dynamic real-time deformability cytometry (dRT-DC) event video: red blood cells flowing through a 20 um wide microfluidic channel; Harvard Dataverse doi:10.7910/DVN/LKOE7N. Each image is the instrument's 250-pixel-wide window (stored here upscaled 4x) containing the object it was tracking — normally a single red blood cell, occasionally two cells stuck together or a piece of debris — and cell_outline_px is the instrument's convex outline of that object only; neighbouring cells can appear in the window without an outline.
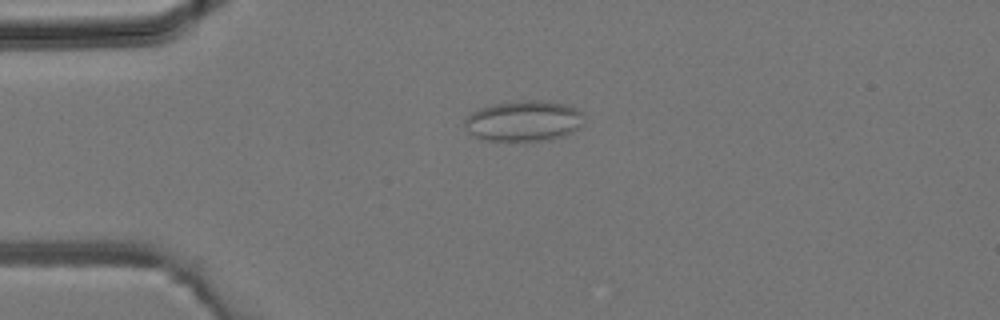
{"species": "common noctule bat (a hibernating species)", "species_latin": "Nyctalus noctula", "temperature_condition": "room temperature", "stored_images_in_passage": 3, "camera_frame_rate_fps": 3000, "um_per_image_px": 0.085, "animal": {"sex": "male", "body_mass_g": 19.2, "forearm_length_mm": 51.8}, "frame": {"image": 1, "passage_image": 3, "time_ms": 0.667, "image_size_px": [1000, 320], "cell_outline_px": [[584, 124], [580, 128], [564, 136], [548, 140], [488, 140], [476, 136], [468, 132], [464, 124], [464, 120], [472, 112], [480, 108], [492, 104], [516, 100], [540, 100], [564, 104], [576, 108], [580, 112]], "centroid_in_image_um": [44.53, 10.27], "position_along_channel_um": 40.5, "area_um2": 28.21}}